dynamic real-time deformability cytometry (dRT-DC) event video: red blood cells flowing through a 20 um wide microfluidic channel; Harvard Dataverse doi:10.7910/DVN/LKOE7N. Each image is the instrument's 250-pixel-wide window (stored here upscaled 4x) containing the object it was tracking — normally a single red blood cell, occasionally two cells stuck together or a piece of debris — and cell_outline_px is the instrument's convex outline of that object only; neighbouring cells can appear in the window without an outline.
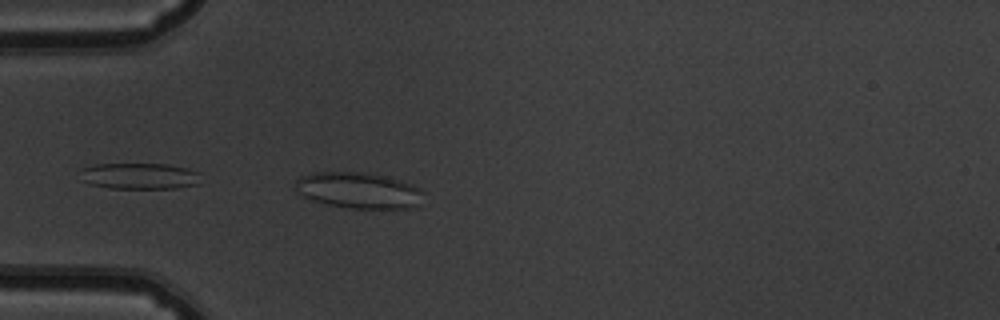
{"species": "common noctule bat (a hibernating species)", "species_latin": "Nyctalus noctula", "temperature_condition": "warm", "stored_images_in_passage": 30, "camera_frame_rate_fps": 3000, "um_per_image_px": 0.085, "animal": {"sex": "male", "body_mass_g": 19.5, "forearm_length_mm": 54.6}, "frame": {"image": 1, "passage_image": 1, "time_ms": 0.0, "image_size_px": [1000, 320], "cell_outline_px": [[420, 192], [416, 208], [348, 208], [316, 200], [304, 196], [300, 192], [296, 184], [296, 180], [300, 176], [316, 172], [356, 172], [388, 176], [400, 180], [420, 188]], "centroid_in_image_um": [30.48, 16.17], "position_along_channel_um": 54.5, "area_um2": 26.13}}
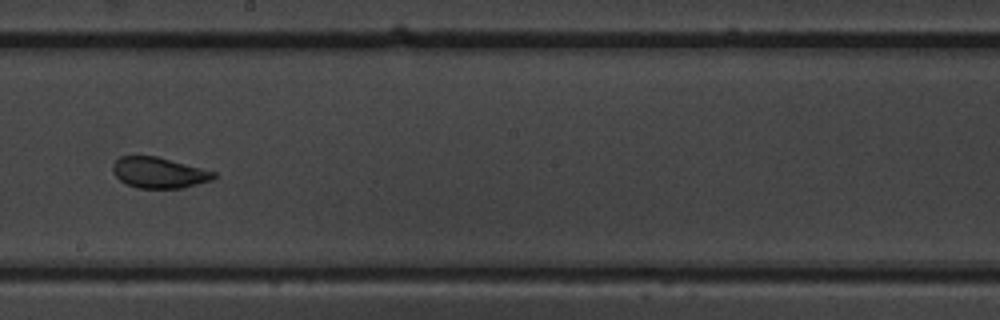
{"frame": {"image": 2, "passage_image": 16, "time_ms": 5.0, "image_size_px": [1000, 320], "cell_outline_px": [[216, 176], [212, 180], [184, 188], [136, 188], [120, 180], [112, 172], [112, 164], [120, 156], [156, 156], [216, 172]], "centroid_in_image_um": [13.5, 14.68], "position_along_channel_um": 234.7, "area_um2": 18.09}}
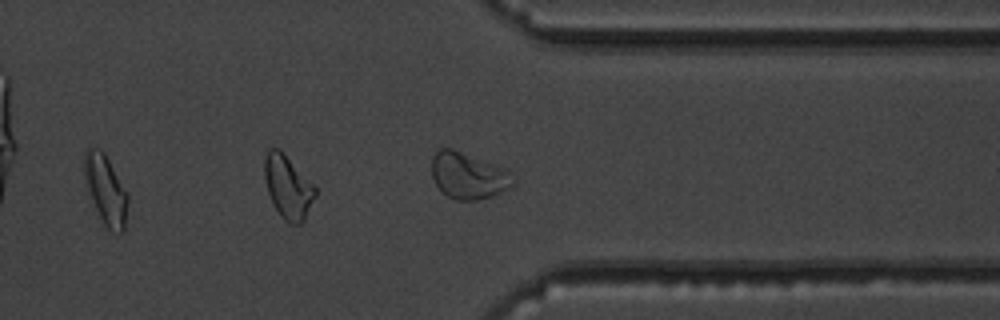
{"frame": {"image": 3, "passage_image": 27, "time_ms": 8.667, "image_size_px": [1000, 320], "cell_outline_px": [[516, 184], [512, 188], [492, 196], [476, 200], [456, 200], [448, 196], [436, 184], [432, 176], [432, 156], [440, 148], [452, 148], [508, 168], [516, 180]], "centroid_in_image_um": [39.88, 14.92], "position_along_channel_um": 371.5, "area_um2": 22.43}, "authors_computed_cell_mechanics": {"area_um2": 18.6405, "velocity_mm_per_s": 3.7714, "shape_relaxation_time_tau1_ms": 9.1589, "shape_relaxation_time_tau2_ms": null, "deformation_change_tau1": 0.1633, "deformation_change_tau2": null}}